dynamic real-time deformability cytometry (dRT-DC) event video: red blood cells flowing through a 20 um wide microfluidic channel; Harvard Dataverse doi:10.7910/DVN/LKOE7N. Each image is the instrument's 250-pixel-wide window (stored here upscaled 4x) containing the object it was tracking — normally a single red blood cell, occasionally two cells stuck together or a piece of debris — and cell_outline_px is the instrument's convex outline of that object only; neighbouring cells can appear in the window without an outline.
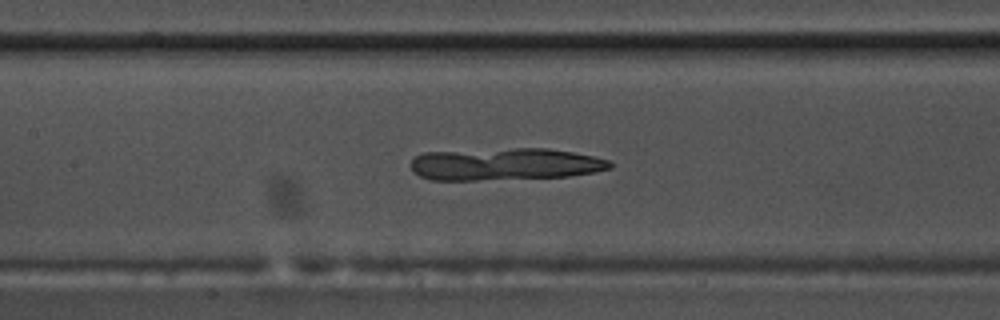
{"species": "common noctule bat (a hibernating species)", "species_latin": "Nyctalus noctula", "temperature_condition": "warm", "stored_images_in_passage": 45, "camera_frame_rate_fps": 3000, "um_per_image_px": 0.085, "animal": {"sex": "male", "body_mass_g": 17.5, "forearm_length_mm": 52.3}, "frame": {"image": 1, "passage_image": 15, "time_ms": 4.667, "image_size_px": [1000, 320], "cell_outline_px": [[612, 168], [592, 172], [568, 176], [476, 180], [432, 180], [420, 176], [412, 172], [412, 160], [416, 156], [424, 152], [516, 148], [548, 148], [572, 152], [592, 156], [608, 160], [612, 164]], "centroid_in_image_um": [42.9, 13.95], "position_along_channel_um": 164.5, "area_um2": 37.17}}
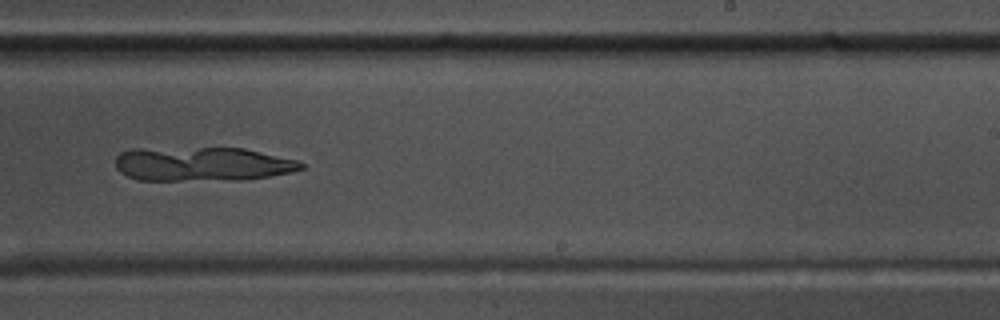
{"frame": {"image": 2, "passage_image": 24, "time_ms": 7.667, "image_size_px": [1000, 320], "cell_outline_px": [[304, 168], [292, 172], [268, 176], [240, 180], [136, 180], [120, 172], [116, 168], [116, 156], [120, 152], [132, 148], [244, 148], [296, 160], [304, 164]], "centroid_in_image_um": [17.16, 13.94], "position_along_channel_um": 271.8, "area_um2": 36.99}}
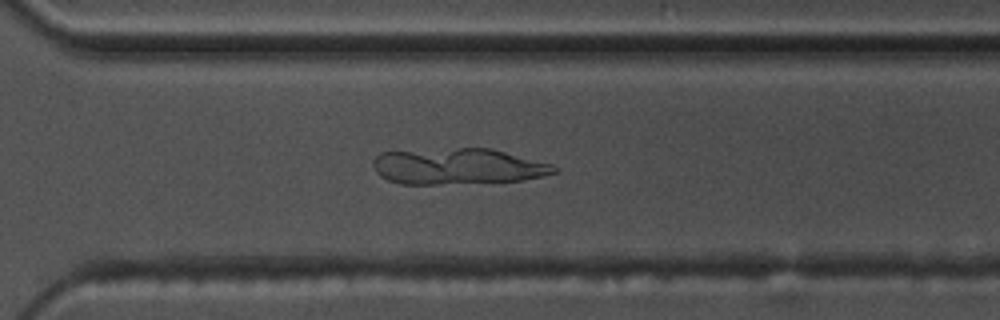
{"frame": {"image": 3, "passage_image": 29, "time_ms": 9.333, "image_size_px": [1000, 320], "cell_outline_px": [[556, 172], [524, 180], [440, 184], [400, 184], [388, 180], [380, 176], [376, 172], [372, 164], [372, 160], [380, 152], [456, 148], [488, 148], [552, 164], [556, 168]], "centroid_in_image_um": [38.84, 14.14], "position_along_channel_um": 331.8, "area_um2": 37.74}}